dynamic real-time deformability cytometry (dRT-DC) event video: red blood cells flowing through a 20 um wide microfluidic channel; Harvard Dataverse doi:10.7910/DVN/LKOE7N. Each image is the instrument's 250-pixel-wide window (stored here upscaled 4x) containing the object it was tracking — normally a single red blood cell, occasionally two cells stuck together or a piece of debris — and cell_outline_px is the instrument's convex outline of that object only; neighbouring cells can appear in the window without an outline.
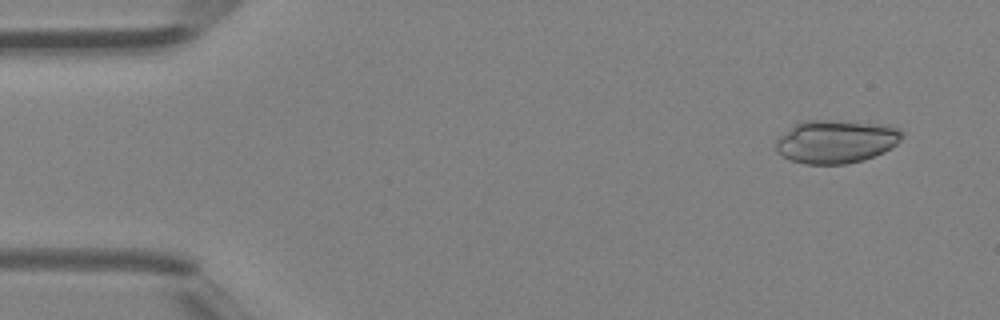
{"species": "Egyptian fruit bat (a non-hibernating species)", "species_latin": "Rousettus aegyptiacus", "temperature_condition": "room temperature", "stored_images_in_passage": 44, "camera_frame_rate_fps": 3000, "um_per_image_px": 0.085, "animal": {"sex": "female"}, "frame": {"image": 1, "passage_image": 3, "time_ms": 0.667, "image_size_px": [1000, 320], "cell_outline_px": [[904, 132], [900, 140], [892, 148], [884, 152], [864, 160], [844, 164], [804, 164], [788, 160], [776, 152], [776, 140], [780, 136], [796, 124], [804, 120], [824, 120], [888, 124]], "centroid_in_image_um": [71.06, 12.04], "position_along_channel_um": 13.9, "area_um2": 31.91}}
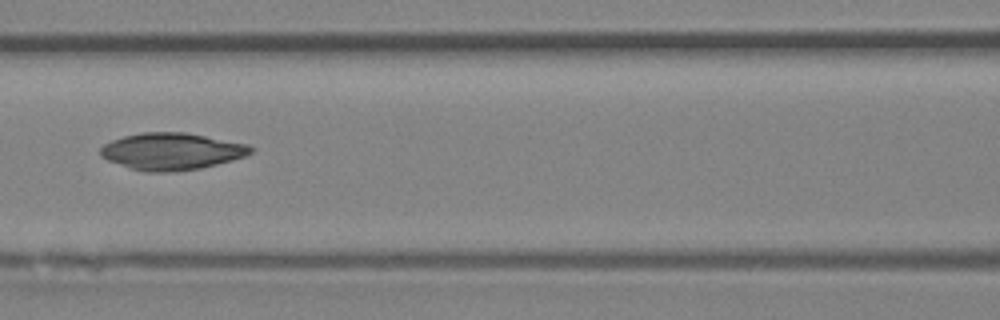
{"frame": {"image": 2, "passage_image": 19, "time_ms": 6.0, "image_size_px": [1000, 320], "cell_outline_px": [[256, 148], [252, 152], [244, 156], [232, 160], [200, 168], [164, 172], [148, 172], [132, 168], [108, 160], [100, 156], [100, 148], [104, 144], [112, 140], [124, 136], [144, 132], [184, 132], [248, 144]], "centroid_in_image_um": [14.6, 12.85], "position_along_channel_um": 152.0, "area_um2": 32.02}}
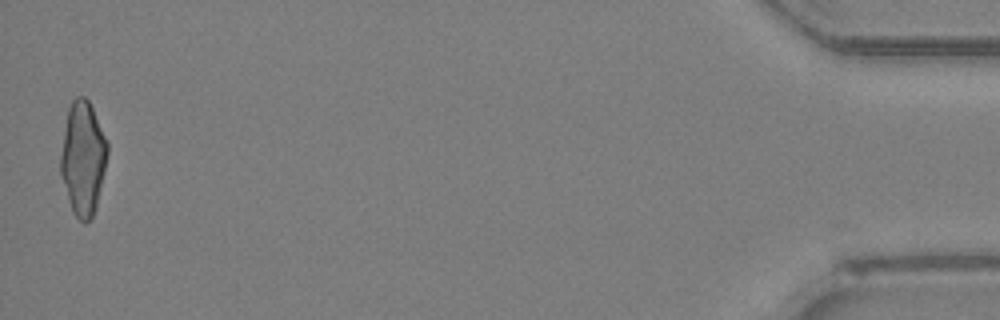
{"frame": {"image": 3, "passage_image": 44, "time_ms": 14.333, "image_size_px": [1000, 320], "cell_outline_px": [[108, 152], [96, 208], [92, 216], [84, 224], [72, 212], [60, 176], [60, 156], [68, 108], [72, 100], [76, 96], [84, 96], [88, 100], [92, 108], [108, 144]], "centroid_in_image_um": [7.03, 13.47], "position_along_channel_um": 428.2, "area_um2": 30.75}}